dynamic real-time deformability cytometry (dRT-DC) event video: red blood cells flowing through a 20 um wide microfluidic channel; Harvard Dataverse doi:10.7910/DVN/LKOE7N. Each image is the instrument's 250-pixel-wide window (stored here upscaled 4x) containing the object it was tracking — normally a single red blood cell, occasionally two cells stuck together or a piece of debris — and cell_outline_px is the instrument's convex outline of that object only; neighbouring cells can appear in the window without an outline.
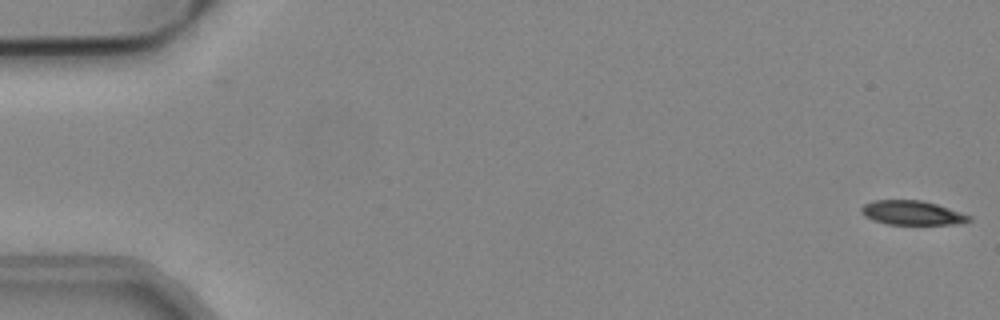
{"species": "common noctule bat (a hibernating species)", "species_latin": "Nyctalus noctula", "temperature_condition": "cold", "stored_images_in_passage": 54, "camera_frame_rate_fps": 3000, "um_per_image_px": 0.085, "animal": {"sex": "male", "body_mass_g": 19.2, "forearm_length_mm": 51.8}, "frame": {"image": 1, "passage_image": 1, "time_ms": 0.0, "image_size_px": [1000, 320], "cell_outline_px": [[972, 220], [960, 224], [888, 224], [872, 220], [864, 216], [860, 212], [860, 208], [864, 204], [872, 200], [920, 200], [936, 204], [972, 216]], "centroid_in_image_um": [77.5, 18.09], "position_along_channel_um": 7.5, "area_um2": 15.26}}
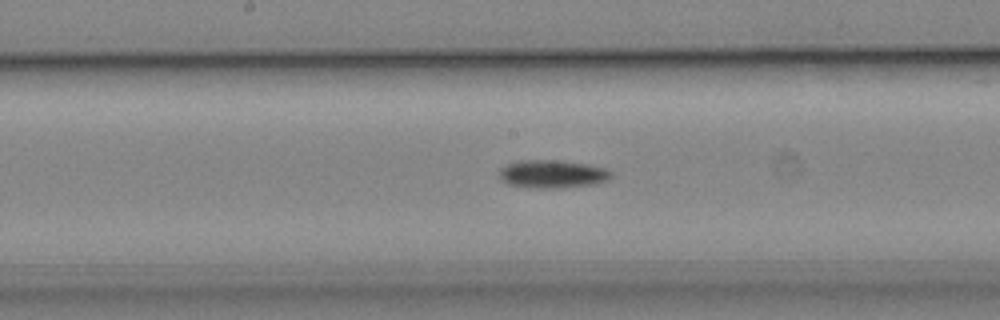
{"frame": {"image": 2, "passage_image": 28, "time_ms": 9.0, "image_size_px": [1000, 320], "cell_outline_px": [[612, 176], [608, 180], [592, 184], [560, 188], [532, 188], [508, 184], [500, 176], [500, 168], [508, 164], [520, 160], [560, 160], [588, 164], [608, 168], [612, 172]], "centroid_in_image_um": [47.0, 14.78], "position_along_channel_um": 201.2, "area_um2": 18.32}}
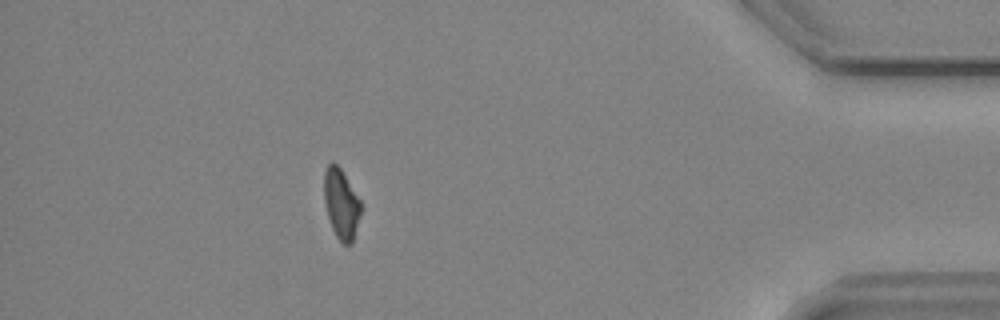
{"frame": {"image": 3, "passage_image": 48, "time_ms": 15.667, "image_size_px": [1000, 320], "cell_outline_px": [[360, 212], [352, 244], [344, 244], [336, 236], [332, 228], [328, 216], [324, 200], [324, 172], [328, 164], [332, 160], [340, 168], [360, 200]], "centroid_in_image_um": [28.98, 17.31], "position_along_channel_um": 406.2, "area_um2": 14.68}, "authors_computed_cell_mechanics": {"area_um2": 16.5886, "velocity_mm_per_s": 3.8207, "shape_relaxation_time_tau1_ms": 6.815, "shape_relaxation_time_tau2_ms": null, "deformation_change_tau1": 0.1492, "deformation_change_tau2": null}}